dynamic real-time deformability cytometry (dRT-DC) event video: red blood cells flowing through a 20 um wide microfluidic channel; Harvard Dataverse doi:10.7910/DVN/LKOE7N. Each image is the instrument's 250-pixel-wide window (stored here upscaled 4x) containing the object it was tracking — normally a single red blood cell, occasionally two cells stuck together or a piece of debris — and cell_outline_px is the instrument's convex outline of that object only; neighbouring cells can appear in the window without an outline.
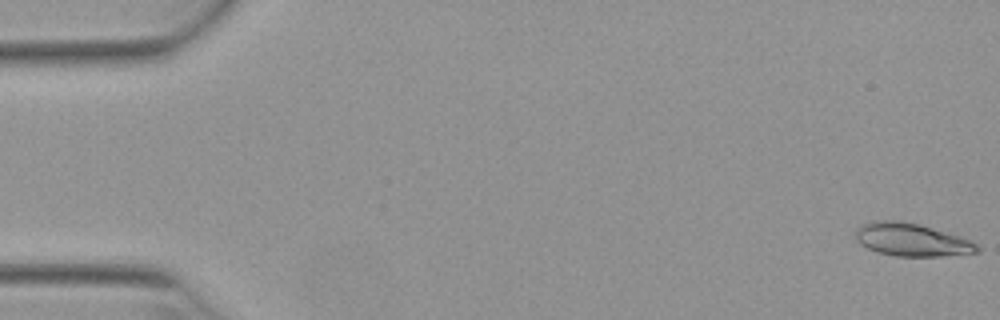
{"species": "Egyptian fruit bat (a non-hibernating species)", "species_latin": "Rousettus aegyptiacus", "temperature_condition": "warm", "stored_images_in_passage": 52, "camera_frame_rate_fps": 3000, "um_per_image_px": 0.085, "animal": {"sex": "female"}, "frame": {"image": 1, "passage_image": 1, "time_ms": 0.0, "image_size_px": [1000, 320], "cell_outline_px": [[980, 252], [940, 256], [896, 256], [876, 252], [860, 244], [856, 240], [856, 228], [872, 220], [896, 220], [916, 224], [960, 236], [972, 240], [980, 248]], "centroid_in_image_um": [77.48, 20.38], "position_along_channel_um": 7.5, "area_um2": 23.18}}
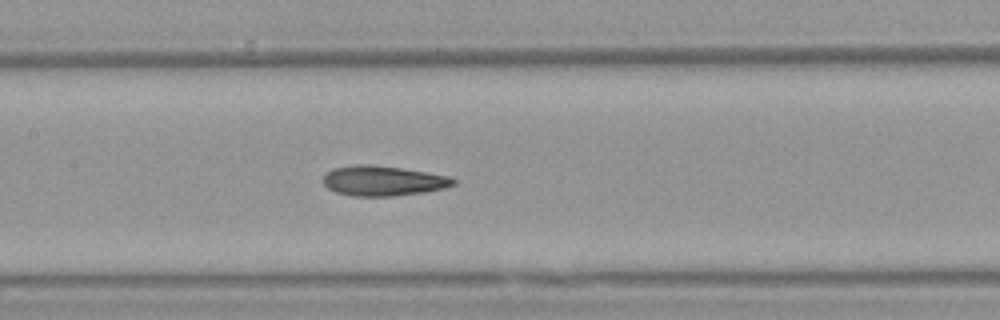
{"frame": {"image": 2, "passage_image": 25, "time_ms": 8.0, "image_size_px": [1000, 320], "cell_outline_px": [[456, 184], [444, 188], [424, 192], [392, 196], [352, 196], [336, 192], [328, 188], [324, 184], [324, 176], [332, 168], [356, 164], [368, 164], [400, 168], [448, 176], [456, 180]], "centroid_in_image_um": [32.54, 15.37], "position_along_channel_um": 174.9, "area_um2": 22.6}}
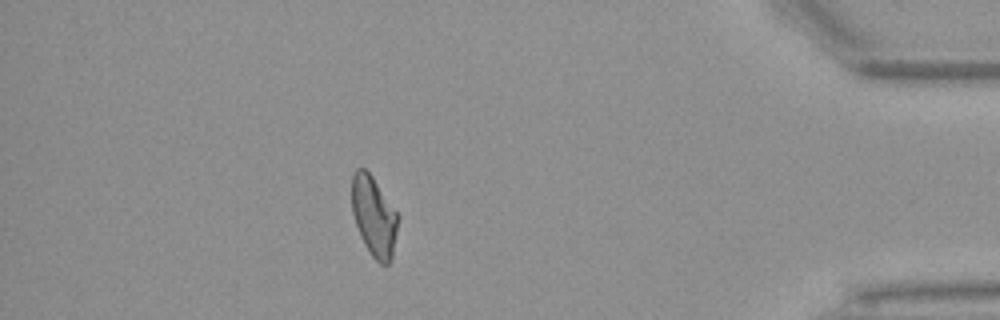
{"frame": {"image": 3, "passage_image": 46, "time_ms": 15.0, "image_size_px": [1000, 320], "cell_outline_px": [[400, 216], [392, 256], [388, 264], [380, 264], [372, 256], [364, 244], [360, 236], [352, 212], [352, 176], [356, 168], [364, 168], [372, 176]], "centroid_in_image_um": [31.79, 18.39], "position_along_channel_um": 403.4, "area_um2": 21.5}, "authors_computed_cell_mechanics": {"area_um2": 22.3108, "velocity_mm_per_s": 3.9358, "shape_relaxation_time_tau1_ms": 9.2727, "shape_relaxation_time_tau2_ms": 2.0968, "deformation_change_tau1": 0.2733, "deformation_change_tau2": 0.1045}}